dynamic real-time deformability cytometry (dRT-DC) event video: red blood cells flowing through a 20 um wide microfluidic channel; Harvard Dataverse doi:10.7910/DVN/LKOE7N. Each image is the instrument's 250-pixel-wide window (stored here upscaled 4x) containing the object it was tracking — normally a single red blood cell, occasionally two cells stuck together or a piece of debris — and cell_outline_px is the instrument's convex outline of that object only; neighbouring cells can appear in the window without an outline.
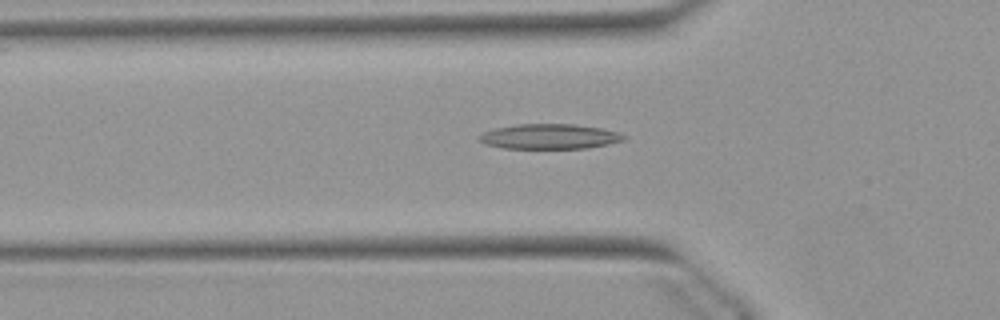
{"species": "Egyptian fruit bat (a non-hibernating species)", "species_latin": "Rousettus aegyptiacus", "temperature_condition": "warm", "stored_images_in_passage": 51, "camera_frame_rate_fps": 3000, "um_per_image_px": 0.085, "animal": {"sex": "female"}, "frame": {"image": 1, "passage_image": 16, "time_ms": 5.0, "image_size_px": [1000, 320], "cell_outline_px": [[628, 136], [624, 140], [608, 144], [588, 148], [504, 148], [484, 144], [476, 140], [476, 136], [484, 132], [496, 128], [516, 124], [572, 124], [600, 128], [620, 132]], "centroid_in_image_um": [46.69, 11.6], "position_along_channel_um": 79.1, "area_um2": 21.21}}
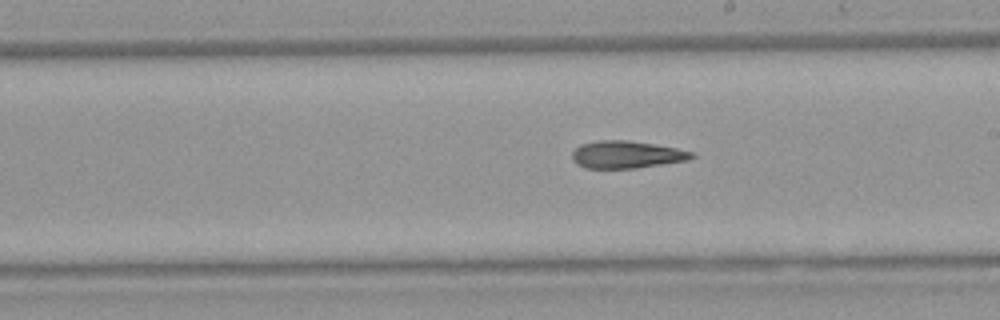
{"frame": {"image": 2, "passage_image": 28, "time_ms": 9.0, "image_size_px": [1000, 320], "cell_outline_px": [[696, 156], [688, 160], [636, 168], [584, 168], [576, 164], [572, 160], [572, 152], [580, 144], [596, 140], [628, 140], [676, 148], [696, 152]], "centroid_in_image_um": [53.24, 13.14], "position_along_channel_um": 235.8, "area_um2": 19.19}}
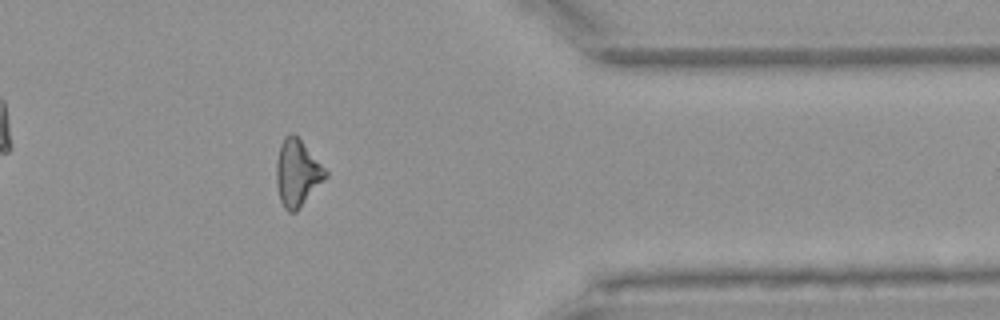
{"frame": {"image": 3, "passage_image": 41, "time_ms": 13.333, "image_size_px": [1000, 320], "cell_outline_px": [[328, 176], [296, 212], [288, 212], [284, 208], [280, 200], [276, 184], [276, 160], [280, 144], [284, 136], [292, 132], [300, 140], [328, 172]], "centroid_in_image_um": [25.24, 14.72], "position_along_channel_um": 386.2, "area_um2": 19.02}, "authors_computed_cell_mechanics": {"area_um2": 19.5942, "velocity_mm_per_s": 3.9097, "shape_relaxation_time_tau1_ms": null, "shape_relaxation_time_tau2_ms": 9.4817, "deformation_change_tau1": null, "deformation_change_tau2": 0.272}}